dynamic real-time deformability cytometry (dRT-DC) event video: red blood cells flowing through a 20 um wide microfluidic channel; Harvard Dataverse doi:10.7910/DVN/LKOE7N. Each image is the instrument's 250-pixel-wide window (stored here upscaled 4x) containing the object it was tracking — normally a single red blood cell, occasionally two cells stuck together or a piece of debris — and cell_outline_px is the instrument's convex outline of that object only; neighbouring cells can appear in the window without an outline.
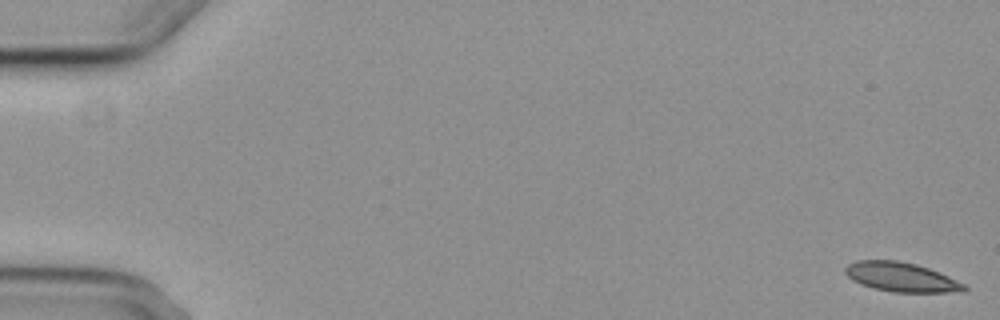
{"species": "common noctule bat (a hibernating species)", "species_latin": "Nyctalus noctula", "temperature_condition": "cold", "stored_images_in_passage": 6, "camera_frame_rate_fps": 3000, "um_per_image_px": 0.085, "animal": {"sex": "female", "body_mass_g": 29.2, "forearm_length_mm": 56.3}, "frame": {"image": 1, "passage_image": 1, "time_ms": 0.0, "image_size_px": [1000, 320], "cell_outline_px": [[968, 288], [964, 292], [892, 292], [872, 288], [860, 284], [852, 280], [844, 272], [844, 268], [848, 264], [856, 260], [896, 260], [916, 264], [940, 272], [964, 284]], "centroid_in_image_um": [76.59, 23.55], "position_along_channel_um": 8.4, "area_um2": 20.46}}
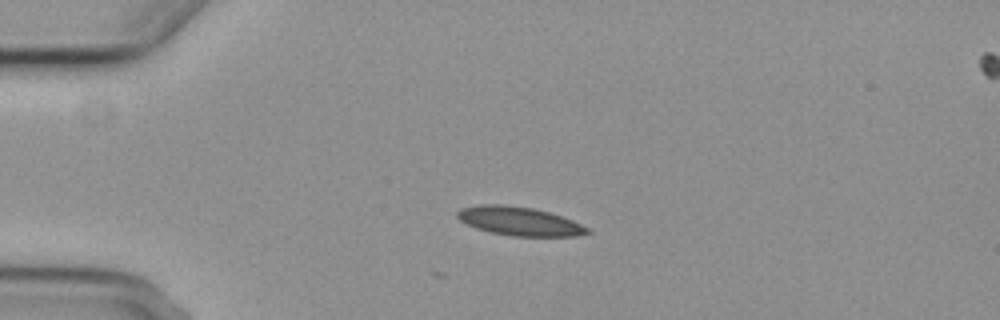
{"frame": {"image": 2, "passage_image": 4, "time_ms": 4.333, "image_size_px": [1000, 320], "cell_outline_px": [[592, 232], [576, 236], [512, 236], [492, 232], [476, 228], [460, 220], [456, 216], [456, 212], [460, 208], [480, 204], [504, 204], [532, 208], [548, 212], [572, 220], [588, 228]], "centroid_in_image_um": [44.12, 18.79], "position_along_channel_um": 40.9, "area_um2": 21.62}}
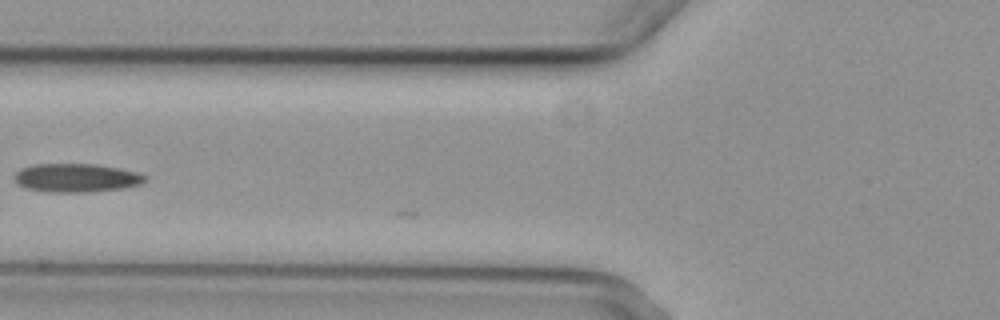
{"frame": {"image": 3, "passage_image": 6, "time_ms": 7.333, "image_size_px": [1000, 320], "cell_outline_px": [[148, 180], [140, 184], [124, 188], [88, 192], [48, 192], [24, 188], [12, 176], [20, 168], [36, 164], [96, 164], [136, 172], [148, 176]], "centroid_in_image_um": [6.49, 15.12], "position_along_channel_um": 119.3, "area_um2": 21.79}}